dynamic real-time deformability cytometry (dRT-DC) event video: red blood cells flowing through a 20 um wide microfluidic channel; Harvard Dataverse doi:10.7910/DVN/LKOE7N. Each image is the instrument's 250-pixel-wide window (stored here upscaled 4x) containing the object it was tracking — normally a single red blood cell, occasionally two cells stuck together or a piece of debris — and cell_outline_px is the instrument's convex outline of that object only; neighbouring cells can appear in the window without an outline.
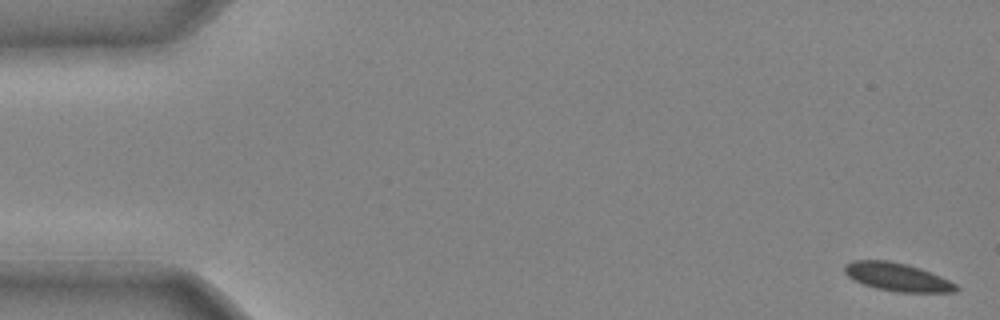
{"species": "common noctule bat (a hibernating species)", "species_latin": "Nyctalus noctula", "temperature_condition": "cold", "stored_images_in_passage": 43, "camera_frame_rate_fps": 3000, "um_per_image_px": 0.085, "animal": {"sex": "male", "body_mass_g": 20.4}, "frame": {"image": 1, "passage_image": 1, "time_ms": 0.0, "image_size_px": [1000, 320], "cell_outline_px": [[960, 288], [956, 292], [896, 292], [876, 288], [864, 284], [848, 276], [844, 272], [844, 264], [852, 260], [888, 260], [920, 268], [940, 276], [956, 284]], "centroid_in_image_um": [76.26, 23.54], "position_along_channel_um": 8.7, "area_um2": 18.21}}
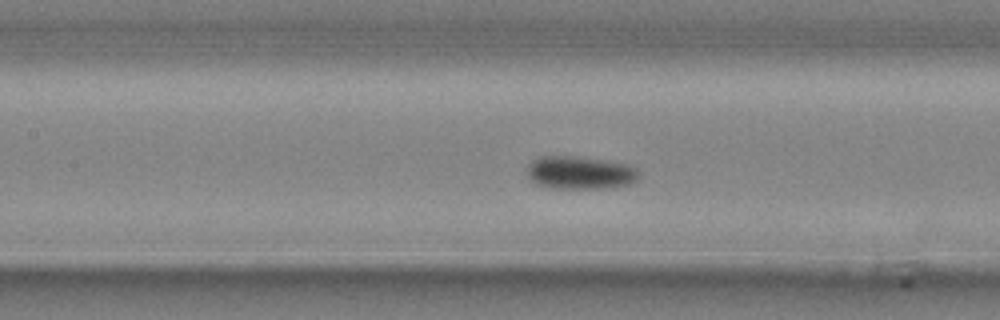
{"frame": {"image": 2, "passage_image": 20, "time_ms": 6.333, "image_size_px": [1000, 320], "cell_outline_px": [[640, 176], [632, 184], [608, 188], [552, 188], [536, 184], [528, 176], [528, 164], [532, 160], [540, 156], [576, 156], [628, 164], [636, 168], [640, 172]], "centroid_in_image_um": [49.33, 14.68], "position_along_channel_um": 158.1, "area_um2": 21.62}}
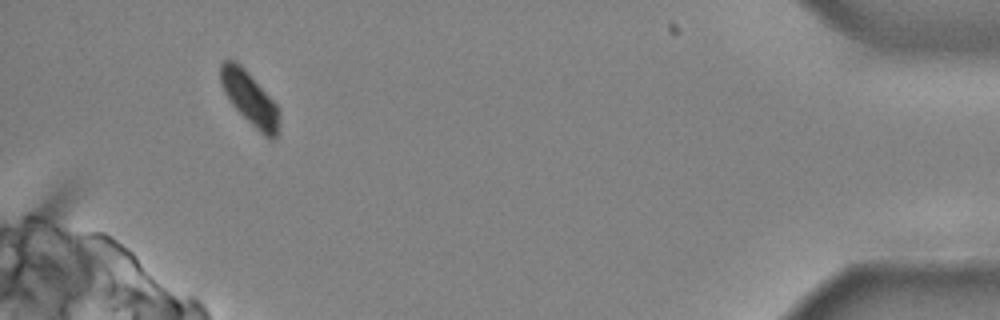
{"frame": {"image": 3, "passage_image": 41, "time_ms": 13.333, "image_size_px": [1000, 320], "cell_outline_px": [[280, 132], [272, 140], [264, 136], [232, 104], [224, 92], [220, 84], [220, 64], [224, 60], [236, 60], [244, 68], [276, 104], [280, 112]], "centroid_in_image_um": [21.25, 8.38], "position_along_channel_um": 414.0, "area_um2": 18.09}}